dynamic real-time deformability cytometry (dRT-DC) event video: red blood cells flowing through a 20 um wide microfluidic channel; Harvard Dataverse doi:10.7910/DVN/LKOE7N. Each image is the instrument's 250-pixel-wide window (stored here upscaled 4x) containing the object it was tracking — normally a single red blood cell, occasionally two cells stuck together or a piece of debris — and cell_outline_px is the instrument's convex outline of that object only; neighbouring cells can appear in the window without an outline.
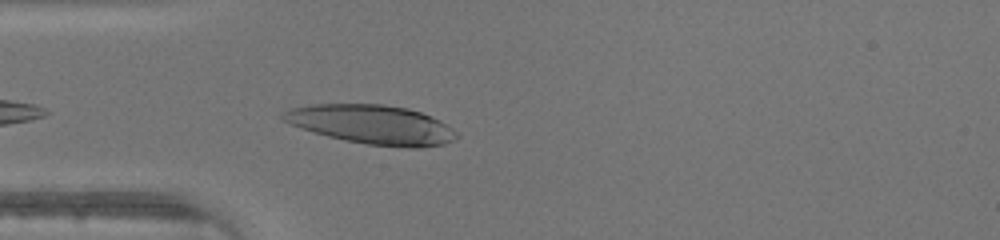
{"species": "human", "species_latin": "Homo sapiens", "temperature_condition": "warm", "stored_images_in_passage": 29, "camera_frame_rate_fps": 3000, "um_per_image_px": 0.085, "donor": {"sex": "male"}, "frame": {"image": 1, "passage_image": 2, "time_ms": 0.333, "image_size_px": [1000, 240], "cell_outline_px": [[460, 136], [456, 140], [444, 144], [420, 148], [408, 148], [368, 144], [344, 140], [328, 136], [300, 128], [280, 120], [280, 112], [292, 108], [312, 104], [380, 104], [408, 108], [432, 116], [452, 128]], "centroid_in_image_um": [31.61, 10.59], "position_along_channel_um": 53.4, "area_um2": 39.77}}
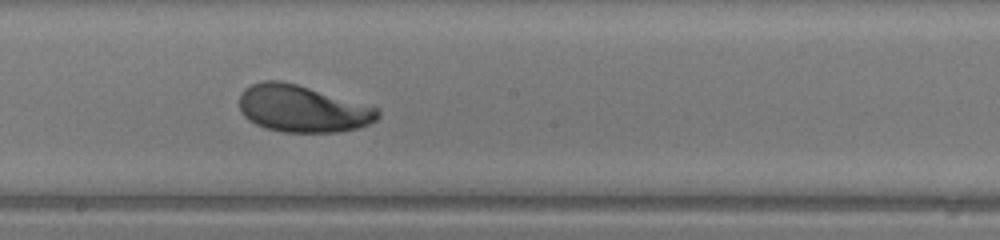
{"frame": {"image": 2, "passage_image": 14, "time_ms": 4.333, "image_size_px": [1000, 240], "cell_outline_px": [[380, 116], [376, 120], [360, 128], [340, 132], [284, 132], [264, 128], [248, 120], [240, 112], [240, 92], [244, 88], [252, 84], [264, 80], [280, 80], [296, 84], [380, 108]], "centroid_in_image_um": [25.7, 9.25], "position_along_channel_um": 222.5, "area_um2": 38.09}}
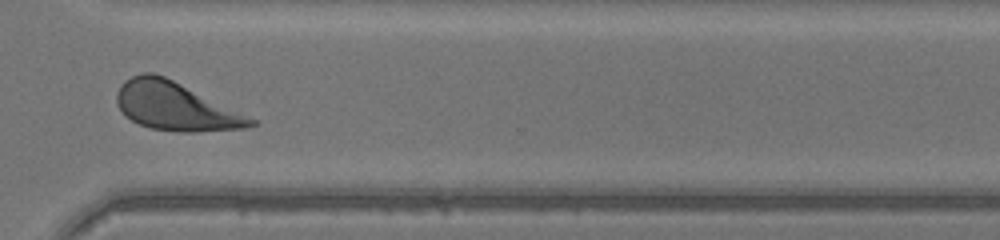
{"frame": {"image": 3, "passage_image": 23, "time_ms": 7.333, "image_size_px": [1000, 240], "cell_outline_px": [[256, 124], [244, 128], [196, 132], [180, 132], [148, 128], [132, 120], [116, 104], [116, 92], [120, 84], [124, 80], [132, 76], [144, 72], [152, 72], [164, 76], [256, 120]], "centroid_in_image_um": [14.86, 9.04], "position_along_channel_um": 355.7, "area_um2": 37.05}}